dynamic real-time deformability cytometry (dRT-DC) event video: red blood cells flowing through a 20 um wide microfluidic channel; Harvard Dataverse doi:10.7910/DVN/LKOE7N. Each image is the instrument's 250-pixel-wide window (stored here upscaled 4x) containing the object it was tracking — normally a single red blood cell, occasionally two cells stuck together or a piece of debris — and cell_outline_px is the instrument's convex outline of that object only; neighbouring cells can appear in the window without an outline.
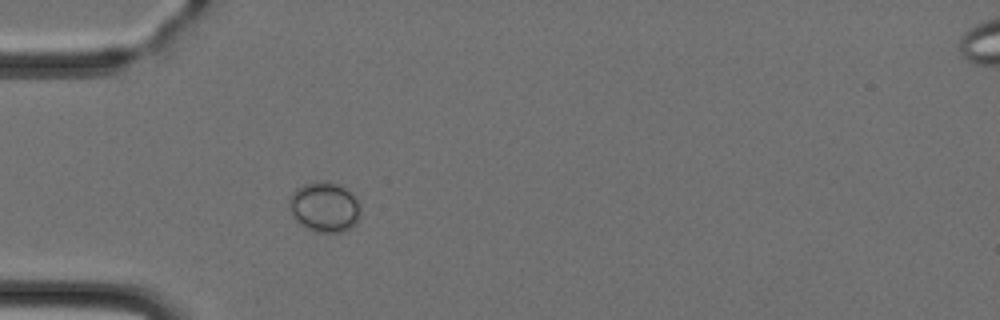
{"species": "Egyptian fruit bat (a non-hibernating species)", "species_latin": "Rousettus aegyptiacus", "temperature_condition": "cold", "stored_images_in_passage": 4, "camera_frame_rate_fps": 3000, "um_per_image_px": 0.085, "animal": {"sex": "female"}, "frame": {"image": 1, "passage_image": 3, "time_ms": 2.333, "image_size_px": [1000, 320], "cell_outline_px": [[360, 216], [356, 224], [344, 232], [312, 232], [300, 224], [296, 220], [292, 212], [292, 192], [296, 188], [304, 184], [316, 180], [340, 184], [360, 204]], "centroid_in_image_um": [27.61, 17.62], "position_along_channel_um": 57.4, "area_um2": 20.58}}